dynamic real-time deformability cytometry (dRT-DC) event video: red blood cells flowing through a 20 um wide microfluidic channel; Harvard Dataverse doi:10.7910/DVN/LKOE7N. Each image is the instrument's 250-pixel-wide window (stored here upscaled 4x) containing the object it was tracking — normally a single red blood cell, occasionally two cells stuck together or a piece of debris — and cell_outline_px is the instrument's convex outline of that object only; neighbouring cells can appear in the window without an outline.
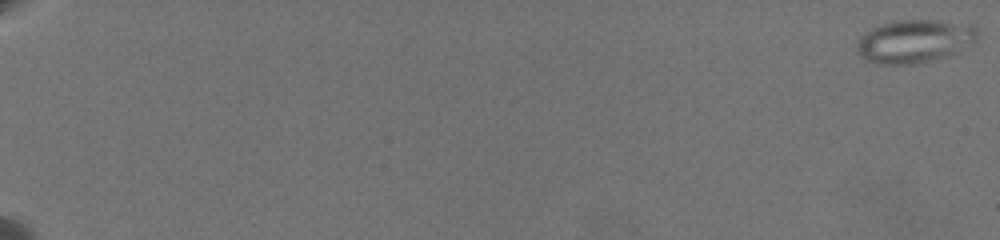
{"species": "common noctule bat (a hibernating species)", "species_latin": "Nyctalus noctula", "temperature_condition": "warm", "stored_images_in_passage": 89, "camera_frame_rate_fps": 3000, "um_per_image_px": 0.085, "animal": {"sex": "female", "body_mass_g": 19.5, "forearm_length_mm": 54.1}, "frame": {"image": 1, "passage_image": 1, "time_ms": 0.0, "image_size_px": [1000, 240], "cell_outline_px": [[980, 36], [976, 44], [948, 56], [932, 60], [908, 64], [872, 64], [864, 60], [860, 56], [856, 48], [856, 40], [860, 36], [872, 28], [880, 24], [896, 20], [936, 20], [976, 28]], "centroid_in_image_um": [77.7, 3.52], "position_along_channel_um": 7.3, "area_um2": 30.58}}
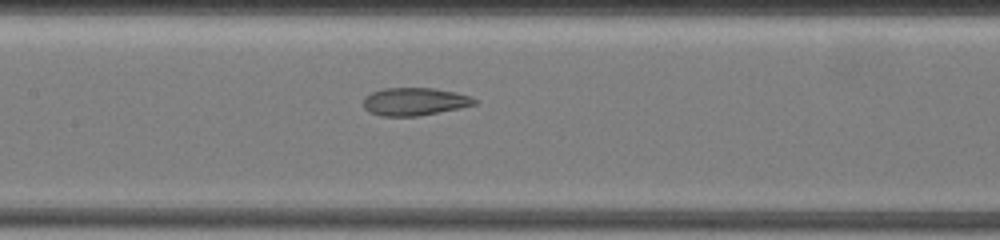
{"frame": {"image": 2, "passage_image": 48, "time_ms": 11.667, "image_size_px": [1000, 240], "cell_outline_px": [[476, 104], [460, 108], [420, 116], [380, 116], [368, 112], [364, 108], [364, 96], [372, 92], [384, 88], [432, 88], [456, 92], [472, 96], [476, 100]], "centroid_in_image_um": [35.23, 8.64], "position_along_channel_um": 172.2, "area_um2": 18.15}}
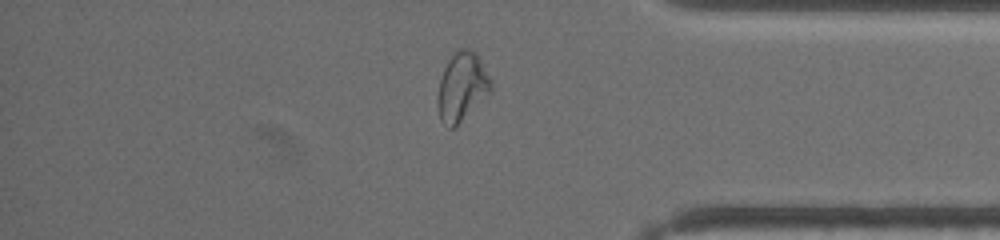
{"frame": {"image": 3, "passage_image": 78, "time_ms": 18.333, "image_size_px": [1000, 240], "cell_outline_px": [[492, 88], [452, 128], [448, 128], [440, 120], [436, 100], [440, 80], [444, 68], [448, 60], [460, 48], [468, 48], [476, 52], [492, 80]], "centroid_in_image_um": [39.23, 7.33], "position_along_channel_um": 396.0, "area_um2": 20.69}, "authors_computed_cell_mechanics": {"area_um2": 22.831, "velocity_mm_per_s": 3.529, "shape_relaxation_time_tau1_ms": null, "shape_relaxation_time_tau2_ms": 1.237, "deformation_change_tau1": null, "deformation_change_tau2": 0.0825}}